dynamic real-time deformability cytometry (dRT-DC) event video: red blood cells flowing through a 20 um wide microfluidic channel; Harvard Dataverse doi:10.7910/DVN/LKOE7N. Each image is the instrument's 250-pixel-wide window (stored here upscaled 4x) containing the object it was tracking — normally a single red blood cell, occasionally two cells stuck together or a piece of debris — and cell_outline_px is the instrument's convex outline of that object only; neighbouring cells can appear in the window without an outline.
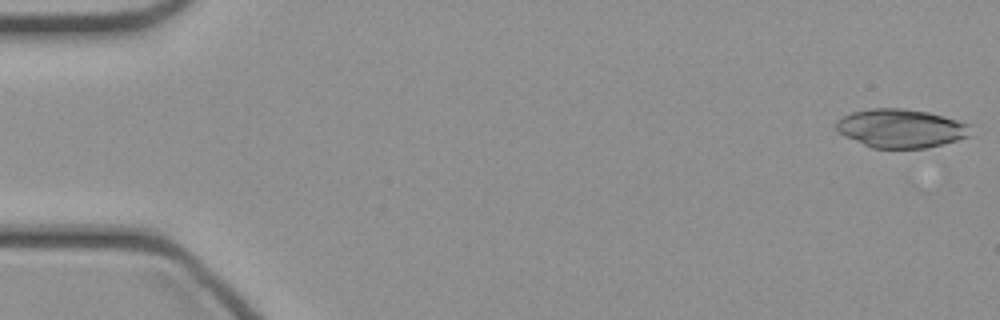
{"species": "common noctule bat (a hibernating species)", "species_latin": "Nyctalus noctula", "temperature_condition": "cold", "stored_images_in_passage": 24, "camera_frame_rate_fps": 3000, "um_per_image_px": 0.085, "animal": {"sex": "female", "body_mass_g": 21.9}, "frame": {"image": 1, "passage_image": 1, "time_ms": 0.0, "image_size_px": [1000, 320], "cell_outline_px": [[976, 124], [972, 136], [944, 144], [924, 148], [872, 148], [844, 136], [836, 132], [836, 120], [852, 112], [872, 108], [904, 108], [928, 112]], "centroid_in_image_um": [76.67, 10.91], "position_along_channel_um": 8.3, "area_um2": 30.98}}